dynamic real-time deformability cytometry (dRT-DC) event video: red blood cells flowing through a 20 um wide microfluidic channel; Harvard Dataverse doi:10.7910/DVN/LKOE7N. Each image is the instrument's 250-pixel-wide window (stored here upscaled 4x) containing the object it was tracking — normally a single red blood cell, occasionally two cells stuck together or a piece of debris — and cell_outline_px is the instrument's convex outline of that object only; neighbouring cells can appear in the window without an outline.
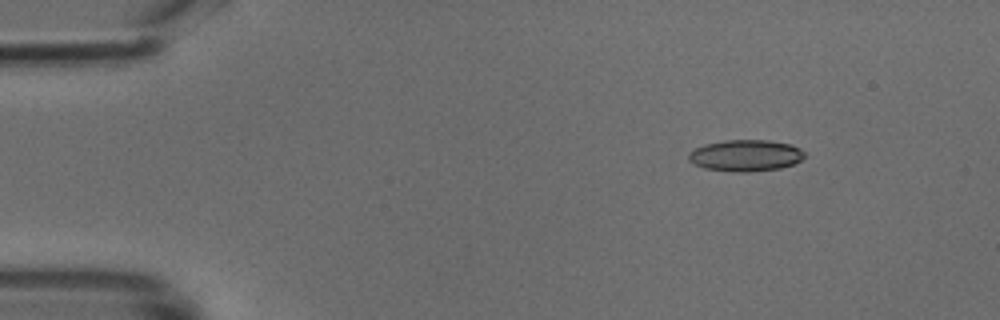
{"species": "common noctule bat (a hibernating species)", "species_latin": "Nyctalus noctula", "temperature_condition": "cold", "stored_images_in_passage": 49, "camera_frame_rate_fps": 3000, "um_per_image_px": 0.085, "animal": {"sex": "male", "body_mass_g": 18.8}, "frame": {"image": 1, "passage_image": 7, "time_ms": 2.0, "image_size_px": [1000, 320], "cell_outline_px": [[804, 156], [800, 160], [792, 164], [780, 168], [748, 172], [736, 172], [704, 168], [692, 164], [688, 160], [688, 152], [704, 144], [724, 140], [768, 140], [792, 144], [800, 148], [804, 152]], "centroid_in_image_um": [63.34, 13.21], "position_along_channel_um": 21.7, "area_um2": 21.39}}
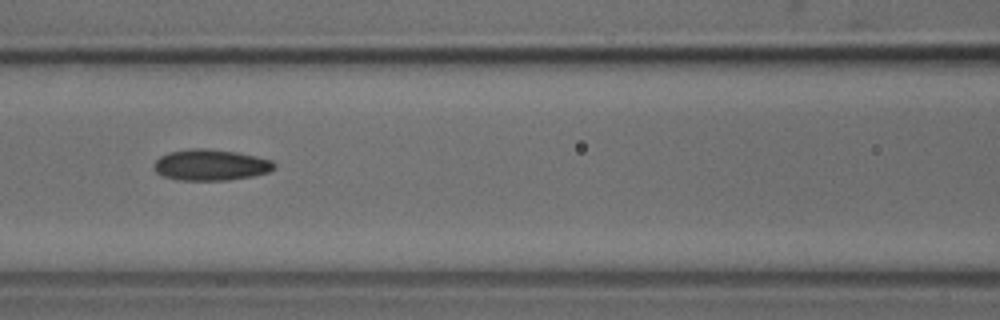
{"frame": {"image": 2, "passage_image": 22, "time_ms": 7.0, "image_size_px": [1000, 320], "cell_outline_px": [[276, 168], [268, 172], [252, 176], [228, 180], [176, 180], [164, 176], [156, 172], [152, 168], [152, 164], [160, 156], [168, 152], [188, 148], [208, 148], [236, 152], [256, 156], [272, 160], [276, 164]], "centroid_in_image_um": [17.88, 14.01], "position_along_channel_um": 148.7, "area_um2": 22.08}}
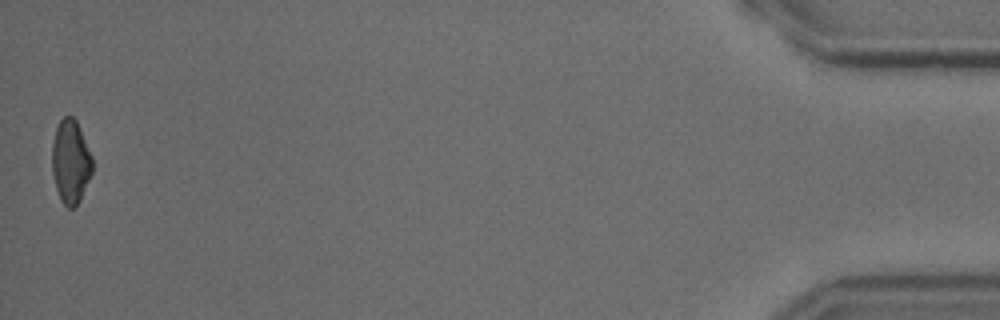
{"frame": {"image": 3, "passage_image": 49, "time_ms": 16.0, "image_size_px": [1000, 320], "cell_outline_px": [[92, 172], [80, 200], [72, 208], [68, 208], [60, 200], [56, 188], [52, 172], [52, 144], [56, 128], [60, 120], [64, 116], [72, 116], [76, 120], [92, 156]], "centroid_in_image_um": [5.99, 13.74], "position_along_channel_um": 429.2, "area_um2": 19.54}}